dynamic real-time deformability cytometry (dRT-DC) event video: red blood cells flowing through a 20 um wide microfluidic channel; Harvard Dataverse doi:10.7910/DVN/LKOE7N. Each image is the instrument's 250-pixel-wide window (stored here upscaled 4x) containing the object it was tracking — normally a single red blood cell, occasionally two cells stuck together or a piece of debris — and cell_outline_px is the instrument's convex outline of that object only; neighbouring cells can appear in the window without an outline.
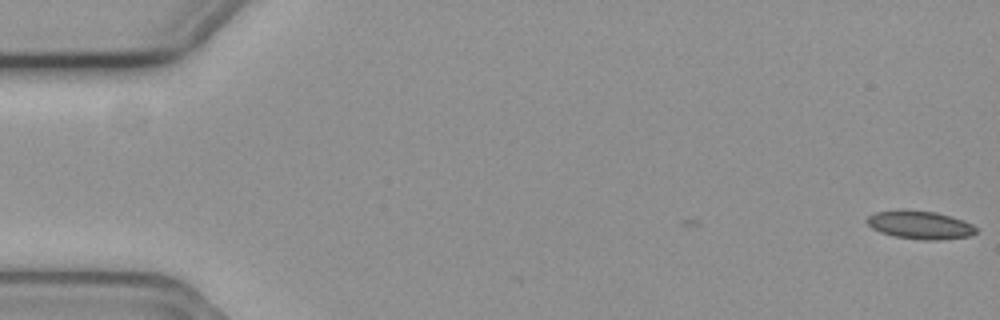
{"species": "common noctule bat (a hibernating species)", "species_latin": "Nyctalus noctula", "temperature_condition": "cold", "stored_images_in_passage": 4, "camera_frame_rate_fps": 3000, "um_per_image_px": 0.085, "animal": {"sex": "female", "body_mass_g": 19.3, "forearm_length_mm": 54.1}, "frame": {"image": 1, "passage_image": 1, "time_ms": 0.0, "image_size_px": [1000, 320], "cell_outline_px": [[976, 232], [968, 236], [940, 240], [924, 240], [896, 236], [880, 232], [872, 228], [864, 220], [868, 216], [876, 212], [900, 208], [904, 208], [936, 212], [964, 220], [972, 224], [976, 228]], "centroid_in_image_um": [78.16, 19.09], "position_along_channel_um": 6.8, "area_um2": 18.15}}